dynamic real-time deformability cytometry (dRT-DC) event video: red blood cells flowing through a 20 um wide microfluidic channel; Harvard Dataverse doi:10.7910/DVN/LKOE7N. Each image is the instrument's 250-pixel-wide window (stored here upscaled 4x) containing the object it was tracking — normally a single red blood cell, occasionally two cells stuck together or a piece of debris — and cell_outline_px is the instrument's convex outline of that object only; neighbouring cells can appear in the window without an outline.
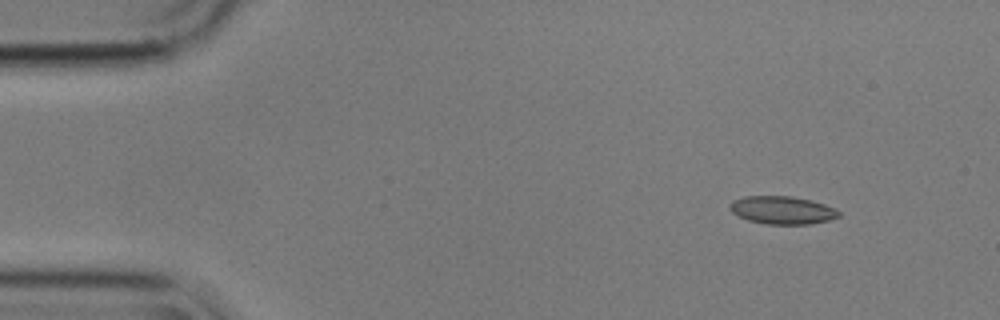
{"species": "common noctule bat (a hibernating species)", "species_latin": "Nyctalus noctula", "temperature_condition": "cold", "stored_images_in_passage": 41, "camera_frame_rate_fps": 3000, "um_per_image_px": 0.085, "animal": {"sex": "male", "body_mass_g": 17.9}, "frame": {"image": 1, "passage_image": 1, "time_ms": 0.0, "image_size_px": [1000, 320], "cell_outline_px": [[840, 216], [828, 220], [812, 224], [764, 224], [748, 220], [732, 212], [728, 208], [728, 204], [732, 200], [744, 196], [792, 196], [812, 200], [836, 208], [840, 212]], "centroid_in_image_um": [66.48, 17.85], "position_along_channel_um": 18.5, "area_um2": 17.92}}
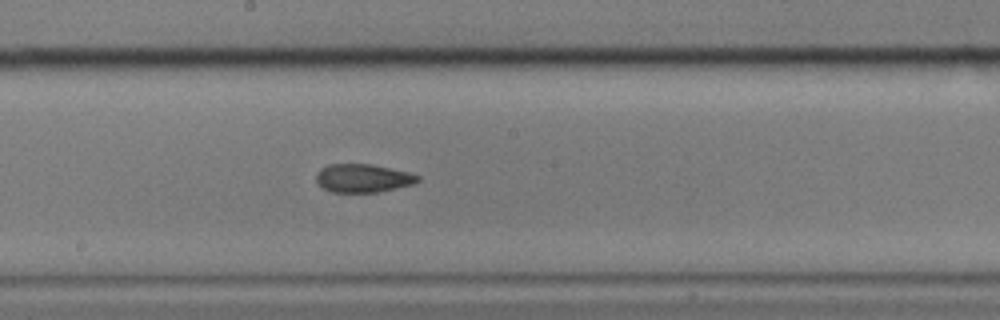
{"frame": {"image": 2, "passage_image": 25, "time_ms": 8.0, "image_size_px": [1000, 320], "cell_outline_px": [[420, 180], [416, 184], [380, 192], [332, 192], [316, 184], [316, 172], [320, 168], [328, 164], [372, 164], [408, 172], [420, 176]], "centroid_in_image_um": [30.85, 15.15], "position_along_channel_um": 217.3, "area_um2": 17.05}}
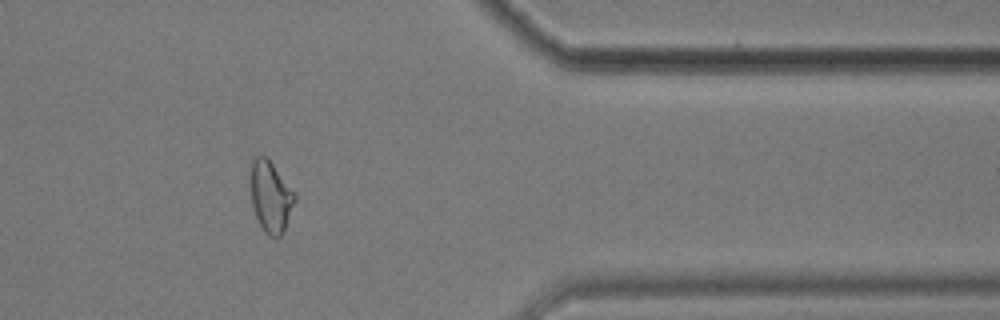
{"frame": {"image": 3, "passage_image": 41, "time_ms": 13.333, "image_size_px": [1000, 320], "cell_outline_px": [[296, 200], [284, 228], [280, 236], [268, 236], [264, 232], [256, 216], [252, 204], [252, 156], [264, 156], [272, 164], [296, 196]], "centroid_in_image_um": [23.0, 16.74], "position_along_channel_um": 388.4, "area_um2": 17.51}, "authors_computed_cell_mechanics": {"area_um2": 17.1666, "velocity_mm_per_s": 3.5676, "shape_relaxation_time_tau1_ms": 10.0194, "shape_relaxation_time_tau2_ms": 2.5787, "deformation_change_tau1": 0.2005, "deformation_change_tau2": 0.096}}